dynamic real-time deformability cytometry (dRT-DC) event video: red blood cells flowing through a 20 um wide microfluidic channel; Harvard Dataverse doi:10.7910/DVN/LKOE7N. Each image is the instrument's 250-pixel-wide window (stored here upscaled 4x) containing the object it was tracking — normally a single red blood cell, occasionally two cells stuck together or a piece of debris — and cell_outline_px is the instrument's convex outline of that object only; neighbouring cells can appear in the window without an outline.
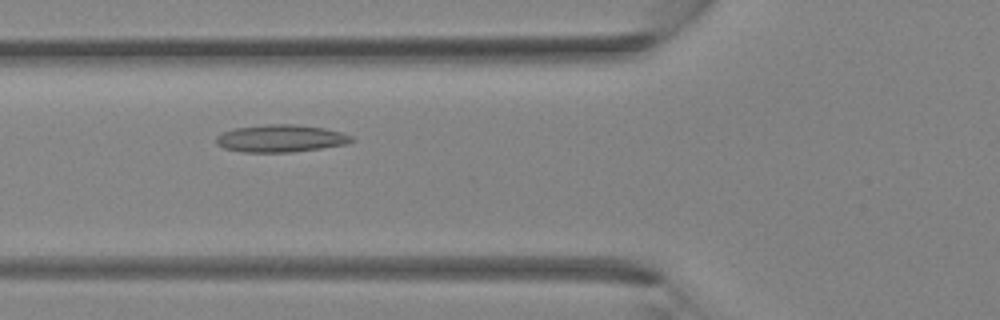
{"species": "Egyptian fruit bat (a non-hibernating species)", "species_latin": "Rousettus aegyptiacus", "temperature_condition": "room temperature", "stored_images_in_passage": 38, "camera_frame_rate_fps": 3000, "um_per_image_px": 0.085, "animal": {"sex": "female"}, "frame": {"image": 1, "passage_image": 14, "time_ms": 4.333, "image_size_px": [1000, 320], "cell_outline_px": [[352, 140], [344, 144], [320, 148], [292, 152], [244, 152], [224, 148], [216, 144], [216, 136], [224, 132], [236, 128], [268, 124], [292, 124], [324, 128], [340, 132], [352, 136]], "centroid_in_image_um": [23.82, 11.77], "position_along_channel_um": 102.0, "area_um2": 21.27}}
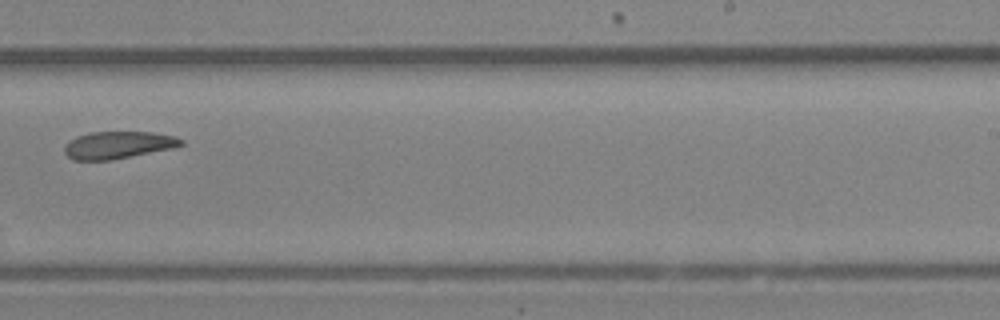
{"frame": {"image": 2, "passage_image": 24, "time_ms": 7.667, "image_size_px": [1000, 320], "cell_outline_px": [[184, 144], [172, 148], [112, 160], [72, 160], [64, 152], [64, 148], [76, 136], [88, 132], [152, 132], [172, 136], [184, 140]], "centroid_in_image_um": [10.03, 12.33], "position_along_channel_um": 279.0, "area_um2": 18.38}}
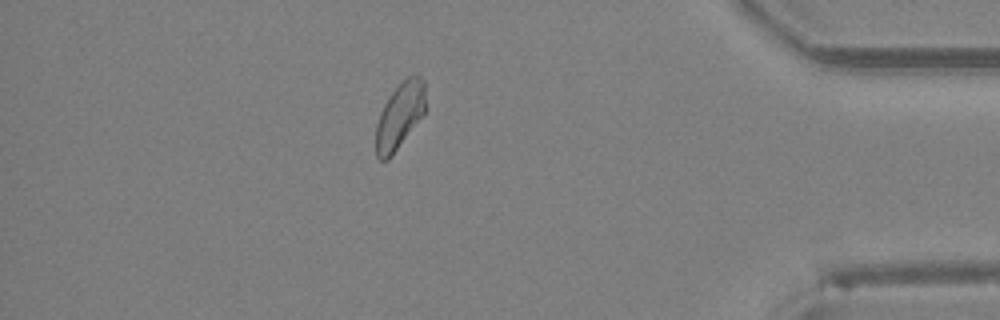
{"frame": {"image": 3, "passage_image": 33, "time_ms": 10.667, "image_size_px": [1000, 320], "cell_outline_px": [[424, 112], [392, 156], [388, 160], [380, 160], [376, 156], [376, 124], [380, 112], [384, 104], [392, 92], [408, 76], [420, 76], [424, 80]], "centroid_in_image_um": [33.94, 9.87], "position_along_channel_um": 401.3, "area_um2": 18.61}}